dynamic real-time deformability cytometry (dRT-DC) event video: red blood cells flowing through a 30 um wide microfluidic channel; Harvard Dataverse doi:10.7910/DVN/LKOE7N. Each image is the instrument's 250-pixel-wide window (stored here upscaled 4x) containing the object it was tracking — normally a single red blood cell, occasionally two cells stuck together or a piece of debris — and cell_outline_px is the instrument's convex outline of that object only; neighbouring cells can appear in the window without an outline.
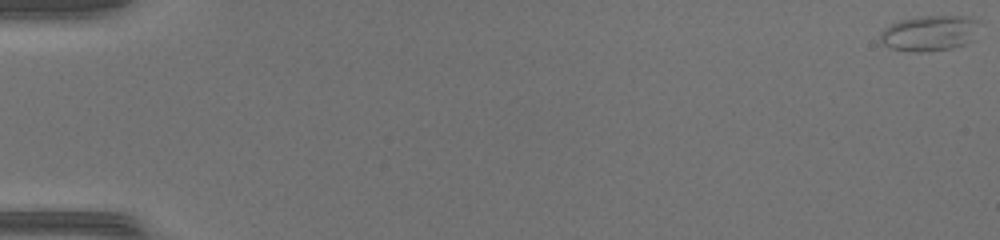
{"species": "common noctule bat (a hibernating species)", "species_latin": "Nyctalus noctula", "temperature_condition": "warm", "stored_images_in_passage": 51, "camera_frame_rate_fps": 3000, "um_per_image_px": 0.085, "animal": {"sex": "female", "body_mass_g": 17.0, "forearm_length_mm": 48.0}, "frame": {"image": 1, "passage_image": 1, "time_ms": 0.0, "image_size_px": [1000, 240], "cell_outline_px": [[980, 20], [972, 40], [964, 44], [952, 48], [920, 52], [916, 52], [888, 48], [880, 40], [880, 32], [884, 28], [900, 20], [920, 16], [968, 16]], "centroid_in_image_um": [79.0, 2.81], "position_along_channel_um": 6.0, "area_um2": 20.52}}
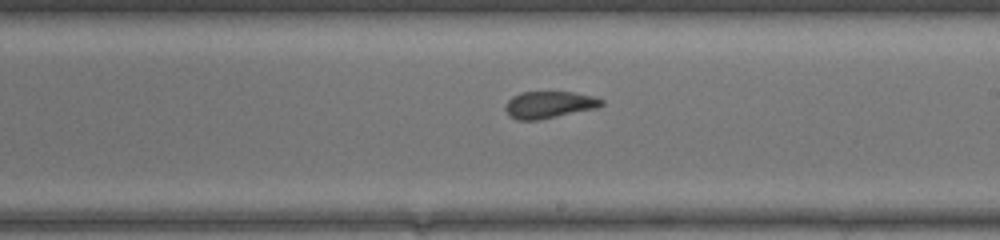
{"frame": {"image": 2, "passage_image": 31, "time_ms": 10.0, "image_size_px": [1000, 240], "cell_outline_px": [[604, 104], [600, 108], [540, 120], [516, 120], [508, 116], [504, 108], [508, 100], [512, 96], [520, 92], [572, 92], [592, 96], [604, 100]], "centroid_in_image_um": [46.68, 8.92], "position_along_channel_um": 242.3, "area_um2": 15.43}}
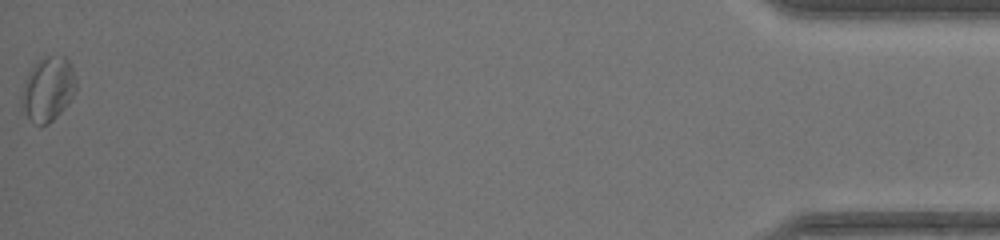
{"frame": {"image": 3, "passage_image": 51, "time_ms": 16.667, "image_size_px": [1000, 240], "cell_outline_px": [[76, 88], [68, 104], [48, 124], [40, 128], [20, 108], [20, 96], [28, 72], [44, 56], [64, 56], [68, 60], [72, 68], [76, 80]], "centroid_in_image_um": [4.06, 7.6], "position_along_channel_um": 431.1, "area_um2": 20.35}, "authors_computed_cell_mechanics": {"area_um2": 16.473, "velocity_mm_per_s": 4.2542, "shape_relaxation_time_tau1_ms": null, "shape_relaxation_time_tau2_ms": 1.5991, "deformation_change_tau1": null, "deformation_change_tau2": 0.0582}}